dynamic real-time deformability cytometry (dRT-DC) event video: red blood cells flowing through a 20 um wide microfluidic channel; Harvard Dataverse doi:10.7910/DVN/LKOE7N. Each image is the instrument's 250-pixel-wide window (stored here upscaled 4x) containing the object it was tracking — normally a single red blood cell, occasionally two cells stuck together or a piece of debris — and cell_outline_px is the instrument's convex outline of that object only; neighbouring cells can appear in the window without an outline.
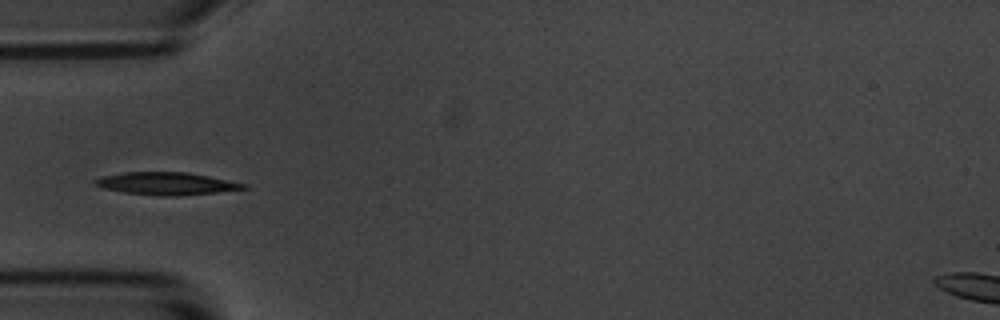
{"species": "common noctule bat (a hibernating species)", "species_latin": "Nyctalus noctula", "temperature_condition": "room temperature", "stored_images_in_passage": 10, "camera_frame_rate_fps": 3000, "um_per_image_px": 0.085, "animal": {"sex": "male", "body_mass_g": 20.1, "forearm_length_mm": 53.5}, "frame": {"image": 1, "passage_image": 4, "time_ms": 3.667, "image_size_px": [1000, 320], "cell_outline_px": [[248, 188], [216, 192], [176, 196], [156, 196], [124, 192], [104, 188], [92, 184], [92, 180], [104, 176], [124, 172], [188, 172], [248, 184]], "centroid_in_image_um": [14.12, 15.6], "position_along_channel_um": 70.9, "area_um2": 19.48}}
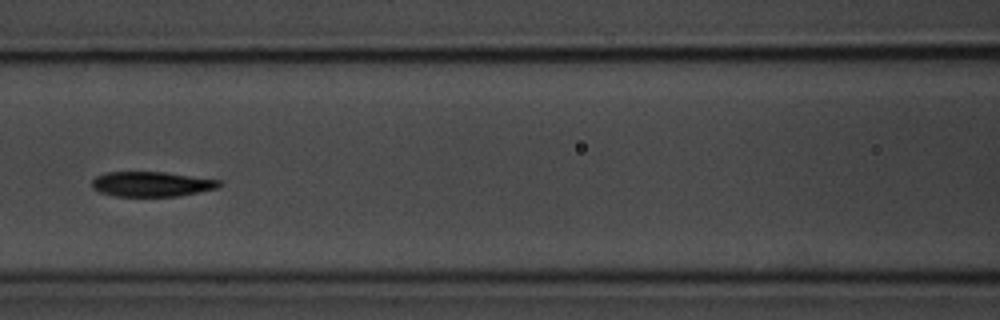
{"frame": {"image": 2, "passage_image": 6, "time_ms": 6.0, "image_size_px": [1000, 320], "cell_outline_px": [[224, 184], [220, 188], [176, 196], [112, 196], [100, 192], [92, 188], [92, 180], [96, 176], [108, 172], [164, 172], [224, 180]], "centroid_in_image_um": [12.95, 15.64], "position_along_channel_um": 153.7, "area_um2": 18.73}}
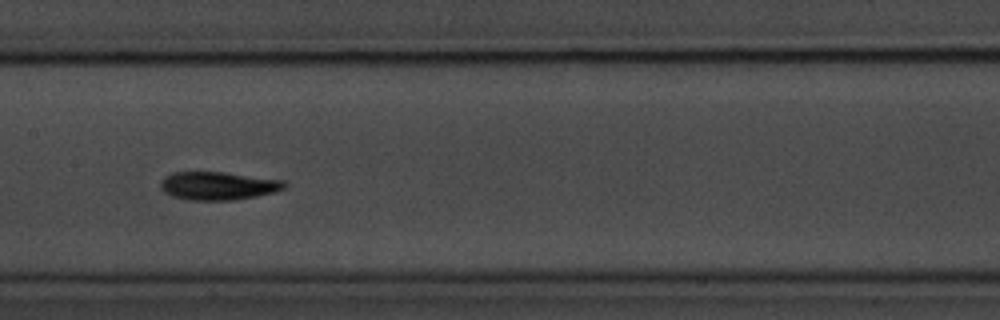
{"frame": {"image": 3, "passage_image": 7, "time_ms": 7.0, "image_size_px": [1000, 320], "cell_outline_px": [[288, 184], [284, 188], [276, 192], [256, 196], [232, 200], [188, 200], [172, 196], [164, 192], [160, 188], [160, 180], [164, 176], [172, 172], [224, 172], [284, 180]], "centroid_in_image_um": [18.52, 15.79], "position_along_channel_um": 188.9, "area_um2": 20.52}}